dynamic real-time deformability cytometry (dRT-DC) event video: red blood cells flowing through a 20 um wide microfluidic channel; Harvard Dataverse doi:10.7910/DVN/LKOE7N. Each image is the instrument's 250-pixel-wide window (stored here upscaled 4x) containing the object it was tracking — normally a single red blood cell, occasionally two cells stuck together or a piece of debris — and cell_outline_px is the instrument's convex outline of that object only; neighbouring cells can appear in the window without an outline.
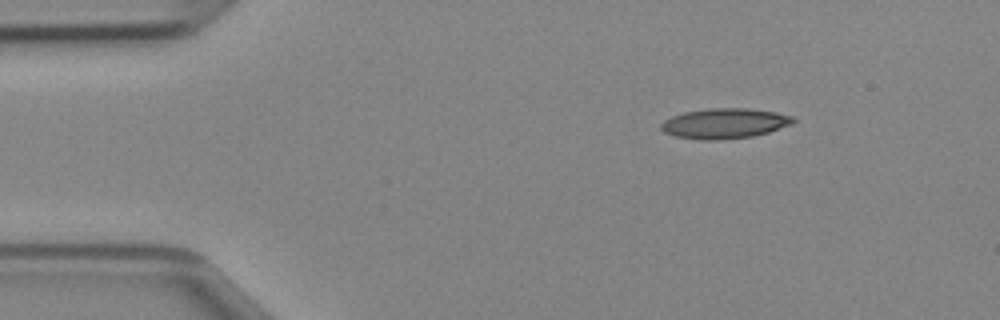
{"species": "Egyptian fruit bat (a non-hibernating species)", "species_latin": "Rousettus aegyptiacus", "temperature_condition": "cold", "stored_images_in_passage": 41, "camera_frame_rate_fps": 3000, "um_per_image_px": 0.085, "animal": {"sex": "female"}, "frame": {"image": 1, "passage_image": 1, "time_ms": 0.0, "image_size_px": [1000, 320], "cell_outline_px": [[796, 120], [792, 124], [768, 132], [752, 136], [720, 140], [700, 140], [676, 136], [664, 132], [660, 128], [660, 124], [664, 120], [672, 116], [684, 112], [708, 108], [748, 108], [776, 112], [792, 116]], "centroid_in_image_um": [61.58, 10.49], "position_along_channel_um": 23.4, "area_um2": 23.29}}
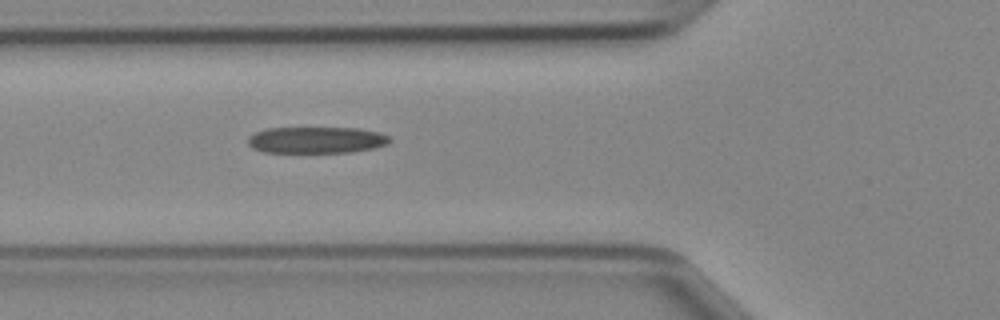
{"frame": {"image": 2, "passage_image": 11, "time_ms": 3.333, "image_size_px": [1000, 320], "cell_outline_px": [[392, 140], [388, 144], [372, 148], [352, 152], [264, 152], [252, 148], [248, 144], [248, 136], [256, 132], [268, 128], [360, 128], [376, 132], [388, 136]], "centroid_in_image_um": [26.88, 11.9], "position_along_channel_um": 98.9, "area_um2": 21.79}}
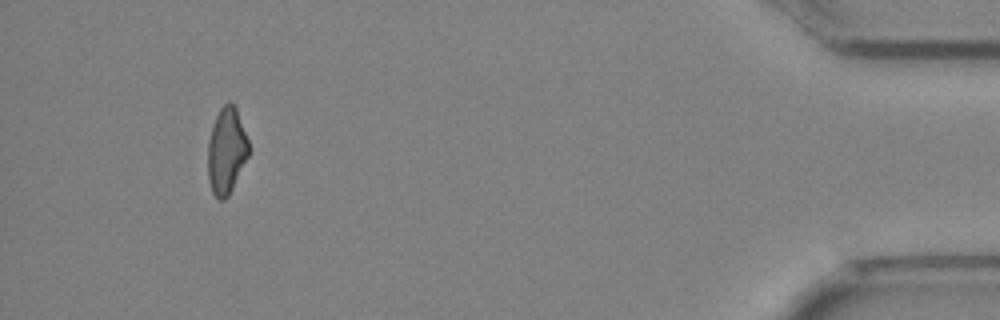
{"frame": {"image": 3, "passage_image": 38, "time_ms": 12.333, "image_size_px": [1000, 320], "cell_outline_px": [[248, 156], [228, 196], [224, 200], [216, 200], [212, 192], [208, 180], [208, 140], [216, 116], [220, 108], [228, 100], [236, 108], [248, 140]], "centroid_in_image_um": [19.23, 12.84], "position_along_channel_um": 416.0, "area_um2": 20.35}}